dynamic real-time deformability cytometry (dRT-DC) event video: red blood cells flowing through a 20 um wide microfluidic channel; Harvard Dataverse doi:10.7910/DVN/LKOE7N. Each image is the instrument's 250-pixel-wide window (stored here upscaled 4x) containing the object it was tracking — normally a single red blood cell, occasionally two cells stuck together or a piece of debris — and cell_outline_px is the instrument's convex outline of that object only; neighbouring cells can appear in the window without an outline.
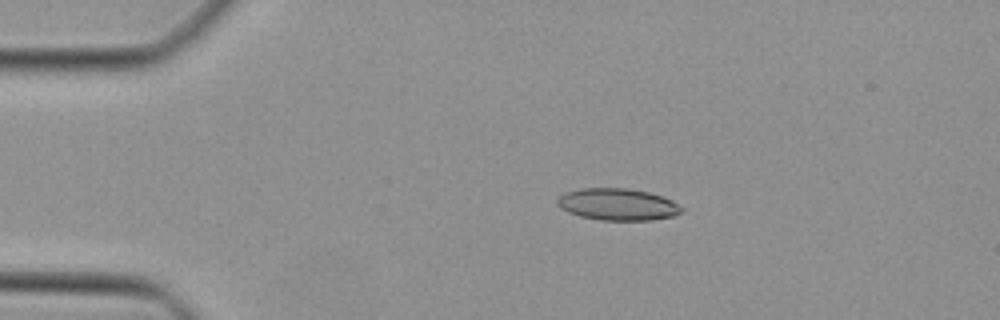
{"species": "Egyptian fruit bat (a non-hibernating species)", "species_latin": "Rousettus aegyptiacus", "temperature_condition": "cold", "stored_images_in_passage": 12, "camera_frame_rate_fps": 3000, "um_per_image_px": 0.085, "animal": {"sex": "female"}, "frame": {"image": 1, "passage_image": 7, "time_ms": 2.0, "image_size_px": [1000, 320], "cell_outline_px": [[684, 212], [672, 216], [652, 220], [600, 220], [580, 216], [568, 212], [560, 208], [556, 204], [556, 200], [564, 192], [580, 188], [628, 188], [648, 192], [672, 200], [684, 208]], "centroid_in_image_um": [52.49, 17.37], "position_along_channel_um": 32.5, "area_um2": 23.24}}